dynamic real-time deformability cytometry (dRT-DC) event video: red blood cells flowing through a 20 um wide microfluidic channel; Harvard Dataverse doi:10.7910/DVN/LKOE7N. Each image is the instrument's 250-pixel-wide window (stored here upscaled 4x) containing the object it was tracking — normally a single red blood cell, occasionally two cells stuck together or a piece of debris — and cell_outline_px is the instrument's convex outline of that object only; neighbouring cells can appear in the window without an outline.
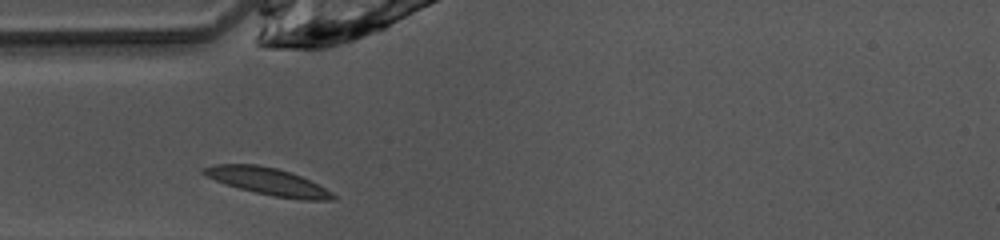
{"species": "common noctule bat (a hibernating species)", "species_latin": "Nyctalus noctula", "temperature_condition": "warm", "stored_images_in_passage": 25, "camera_frame_rate_fps": 3000, "um_per_image_px": 0.085, "animal": {"sex": "female", "body_mass_g": 10.0, "forearm_length_mm": 53.1}, "frame": {"image": 1, "passage_image": 1, "time_ms": 0.0, "image_size_px": [1000, 240], "cell_outline_px": [[336, 200], [304, 200], [276, 196], [256, 192], [240, 188], [204, 176], [200, 172], [200, 168], [212, 164], [256, 164], [276, 168], [300, 176], [332, 192], [336, 196]], "centroid_in_image_um": [22.72, 15.41], "position_along_channel_um": 62.3, "area_um2": 20.17}}
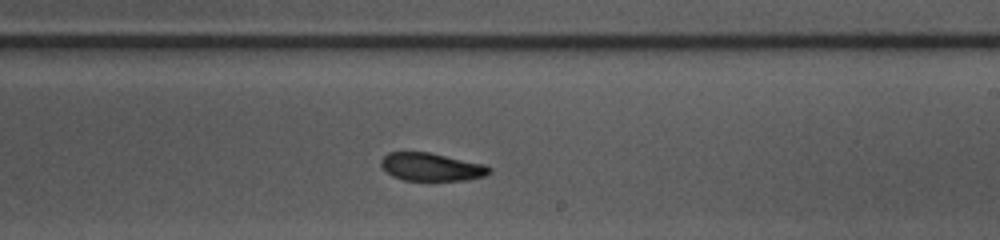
{"frame": {"image": 2, "passage_image": 15, "time_ms": 4.667, "image_size_px": [1000, 240], "cell_outline_px": [[492, 172], [484, 176], [464, 180], [404, 180], [392, 176], [380, 164], [380, 160], [388, 152], [428, 152], [484, 164], [492, 168]], "centroid_in_image_um": [36.67, 14.19], "position_along_channel_um": 252.3, "area_um2": 17.51}}
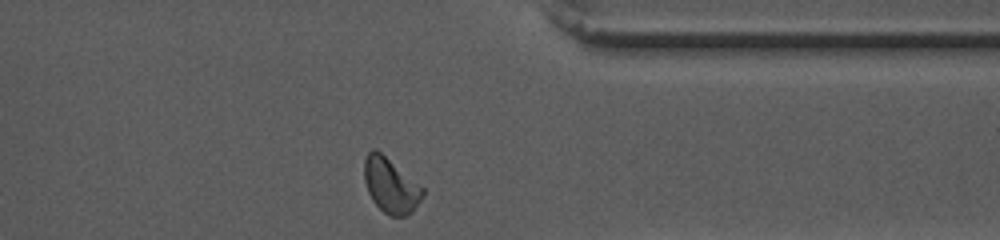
{"frame": {"image": 3, "passage_image": 25, "time_ms": 8.0, "image_size_px": [1000, 240], "cell_outline_px": [[424, 196], [412, 212], [404, 216], [388, 216], [372, 200], [368, 192], [364, 180], [364, 160], [368, 152], [372, 148], [376, 148], [424, 188]], "centroid_in_image_um": [33.2, 15.76], "position_along_channel_um": 378.2, "area_um2": 18.73}, "authors_computed_cell_mechanics": {"area_um2": 18.5538, "velocity_mm_per_s": 4.0469, "shape_relaxation_time_tau1_ms": 5.6848, "shape_relaxation_time_tau2_ms": 3.7402, "deformation_change_tau1": 0.157, "deformation_change_tau2": 0.0968}}